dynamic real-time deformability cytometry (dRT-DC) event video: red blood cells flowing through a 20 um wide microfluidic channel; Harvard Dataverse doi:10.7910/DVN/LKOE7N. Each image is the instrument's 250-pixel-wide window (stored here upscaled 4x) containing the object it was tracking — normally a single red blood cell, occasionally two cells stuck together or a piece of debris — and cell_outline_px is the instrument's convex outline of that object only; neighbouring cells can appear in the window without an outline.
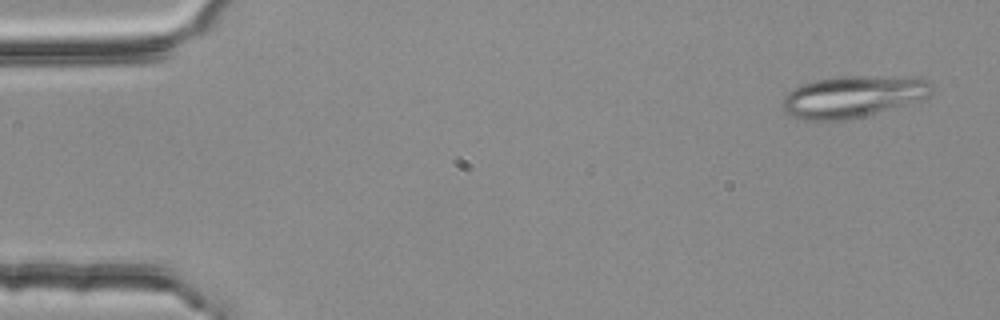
{"species": "common noctule bat (a hibernating species)", "species_latin": "Nyctalus noctula", "temperature_condition": "room temperature", "stored_images_in_passage": 3, "camera_frame_rate_fps": 3000, "um_per_image_px": 0.085, "animal": {"sex": "female", "body_mass_g": 25.1}, "frame": {"image": 1, "passage_image": 1, "time_ms": 0.0, "image_size_px": [1000, 320], "cell_outline_px": [[932, 92], [928, 96], [912, 104], [860, 116], [840, 120], [804, 120], [788, 116], [784, 108], [784, 96], [788, 92], [800, 84], [816, 80], [836, 76], [916, 76], [928, 80], [932, 88]], "centroid_in_image_um": [72.54, 8.19], "position_along_channel_um": 12.5, "area_um2": 36.53}}